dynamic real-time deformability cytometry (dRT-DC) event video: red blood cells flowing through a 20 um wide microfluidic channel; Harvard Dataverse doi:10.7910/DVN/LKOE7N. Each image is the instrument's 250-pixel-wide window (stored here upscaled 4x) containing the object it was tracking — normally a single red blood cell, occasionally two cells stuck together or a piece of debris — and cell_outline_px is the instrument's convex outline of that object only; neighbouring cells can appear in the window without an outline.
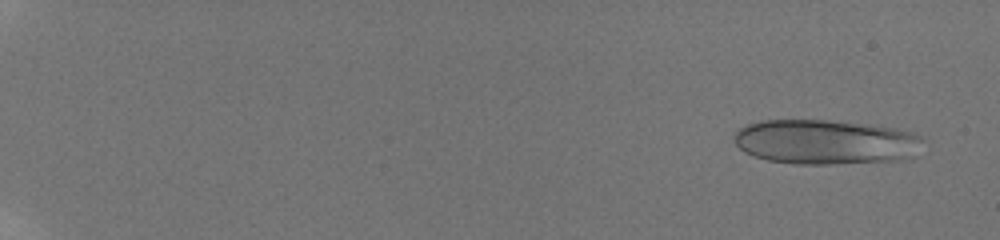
{"species": "human", "species_latin": "Homo sapiens", "temperature_condition": "room temperature", "stored_images_in_passage": 12, "camera_frame_rate_fps": 3000, "um_per_image_px": 0.085, "donor": {"sex": "male"}, "frame": {"image": 1, "passage_image": 2, "time_ms": 1.0, "image_size_px": [1000, 240], "cell_outline_px": [[924, 140], [912, 156], [900, 160], [836, 164], [796, 164], [768, 160], [744, 152], [736, 144], [732, 136], [740, 128], [748, 124], [760, 120], [828, 120], [868, 124], [896, 128], [912, 132], [920, 136]], "centroid_in_image_um": [70.16, 12.06], "position_along_channel_um": 14.8, "area_um2": 49.3}}
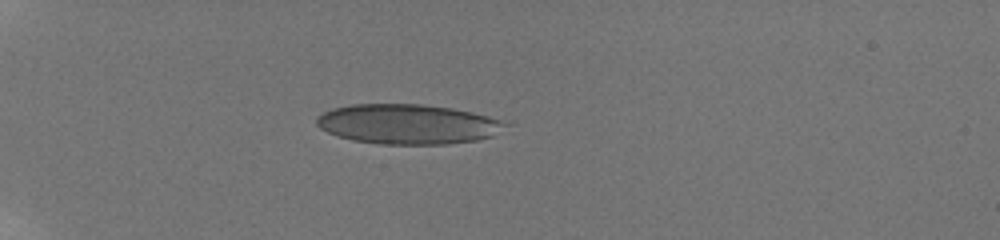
{"frame": {"image": 2, "passage_image": 7, "time_ms": 6.0, "image_size_px": [1000, 240], "cell_outline_px": [[512, 124], [492, 136], [476, 140], [448, 144], [380, 144], [352, 140], [336, 136], [320, 128], [316, 124], [316, 116], [332, 108], [352, 104], [420, 104], [452, 108], [472, 112], [488, 116]], "centroid_in_image_um": [34.65, 10.55], "position_along_channel_um": 50.3, "area_um2": 44.04}}
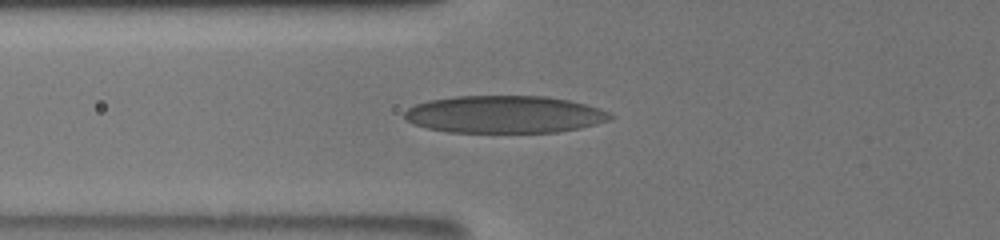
{"frame": {"image": 3, "passage_image": 10, "time_ms": 8.0, "image_size_px": [1000, 240], "cell_outline_px": [[616, 116], [612, 120], [580, 128], [556, 132], [448, 132], [428, 128], [412, 124], [404, 116], [404, 112], [408, 108], [416, 104], [428, 100], [452, 96], [544, 96], [568, 100], [600, 108]], "centroid_in_image_um": [42.89, 9.72], "position_along_channel_um": 82.9, "area_um2": 44.97}}